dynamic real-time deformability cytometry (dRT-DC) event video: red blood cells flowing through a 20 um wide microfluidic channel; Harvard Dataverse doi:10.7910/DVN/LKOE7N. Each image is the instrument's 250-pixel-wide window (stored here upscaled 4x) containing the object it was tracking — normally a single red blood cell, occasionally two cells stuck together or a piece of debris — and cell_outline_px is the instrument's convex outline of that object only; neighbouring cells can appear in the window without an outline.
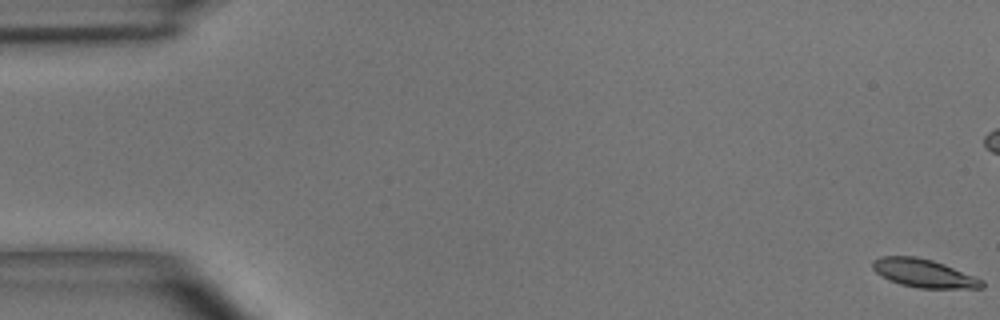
{"species": "common noctule bat (a hibernating species)", "species_latin": "Nyctalus noctula", "temperature_condition": "room temperature", "stored_images_in_passage": 53, "camera_frame_rate_fps": 3000, "um_per_image_px": 0.085, "animal": {"sex": "male", "body_mass_g": 15.6}, "frame": {"image": 1, "passage_image": 1, "time_ms": 0.0, "image_size_px": [1000, 320], "cell_outline_px": [[984, 288], [916, 288], [900, 284], [888, 280], [880, 276], [872, 268], [872, 260], [880, 256], [916, 256], [932, 260], [944, 264], [984, 280]], "centroid_in_image_um": [78.49, 23.22], "position_along_channel_um": 6.5, "area_um2": 18.15}}
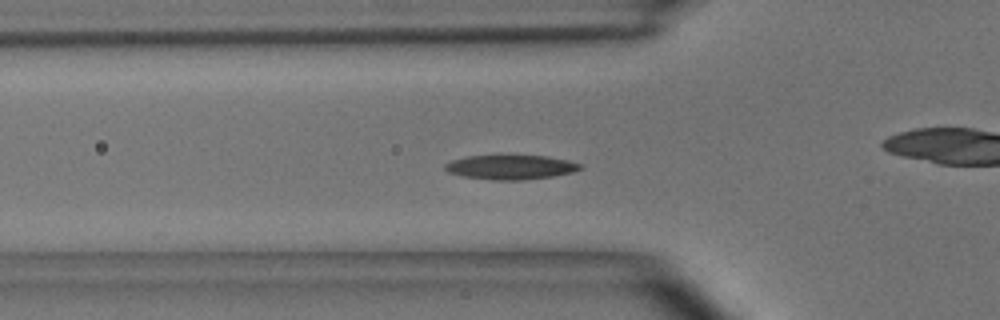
{"frame": {"image": 2, "passage_image": 18, "time_ms": 5.667, "image_size_px": [1000, 320], "cell_outline_px": [[584, 168], [572, 172], [552, 176], [524, 180], [492, 180], [460, 176], [448, 172], [444, 168], [444, 164], [452, 160], [468, 156], [548, 156], [568, 160], [584, 164]], "centroid_in_image_um": [43.43, 14.21], "position_along_channel_um": 82.4, "area_um2": 19.31}}
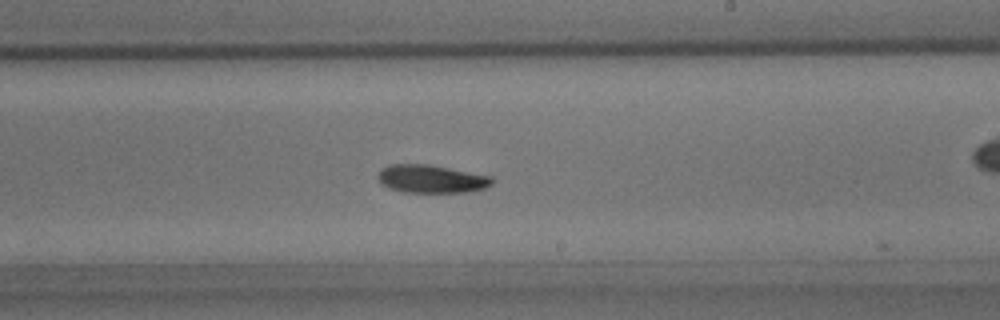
{"frame": {"image": 3, "passage_image": 31, "time_ms": 10.0, "image_size_px": [1000, 320], "cell_outline_px": [[496, 180], [492, 184], [484, 188], [468, 192], [404, 192], [388, 188], [380, 184], [376, 176], [388, 164], [428, 164], [492, 176]], "centroid_in_image_um": [36.67, 15.21], "position_along_channel_um": 252.3, "area_um2": 18.79}, "authors_computed_cell_mechanics": {"area_um2": 18.496, "velocity_mm_per_s": 3.914, "shape_relaxation_time_tau1_ms": 2.6862, "shape_relaxation_time_tau2_ms": 10.0179, "deformation_change_tau1": 0.1013, "deformation_change_tau2": 0.1114}}